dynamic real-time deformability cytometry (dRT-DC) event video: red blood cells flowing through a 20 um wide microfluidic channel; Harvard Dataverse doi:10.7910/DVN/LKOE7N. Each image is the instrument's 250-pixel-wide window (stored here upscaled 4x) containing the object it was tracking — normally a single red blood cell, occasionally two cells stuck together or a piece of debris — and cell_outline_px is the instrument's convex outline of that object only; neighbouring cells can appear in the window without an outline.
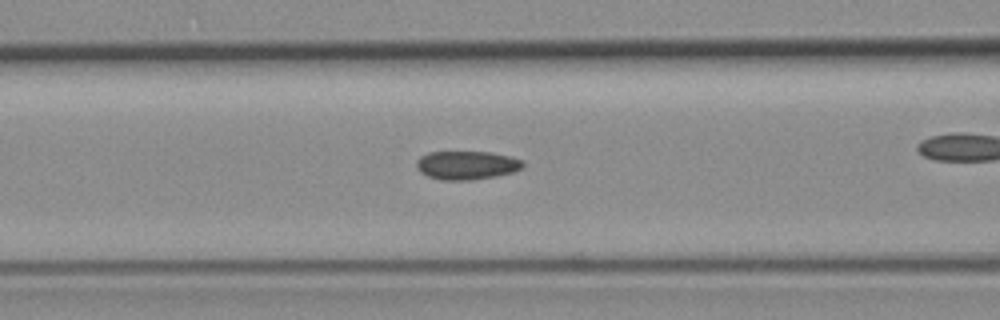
{"species": "common noctule bat (a hibernating species)", "species_latin": "Nyctalus noctula", "temperature_condition": "room temperature", "stored_images_in_passage": 17, "camera_frame_rate_fps": 3000, "um_per_image_px": 0.085, "animal": {"sex": "female", "body_mass_g": 19.3, "forearm_length_mm": 54.1}, "frame": {"image": 1, "passage_image": 12, "time_ms": 3.667, "image_size_px": [1000, 320], "cell_outline_px": [[524, 168], [512, 172], [496, 176], [472, 180], [440, 180], [428, 176], [420, 172], [416, 168], [416, 160], [420, 156], [428, 152], [492, 152], [524, 160]], "centroid_in_image_um": [39.66, 14.04], "position_along_channel_um": 126.9, "area_um2": 17.92}}
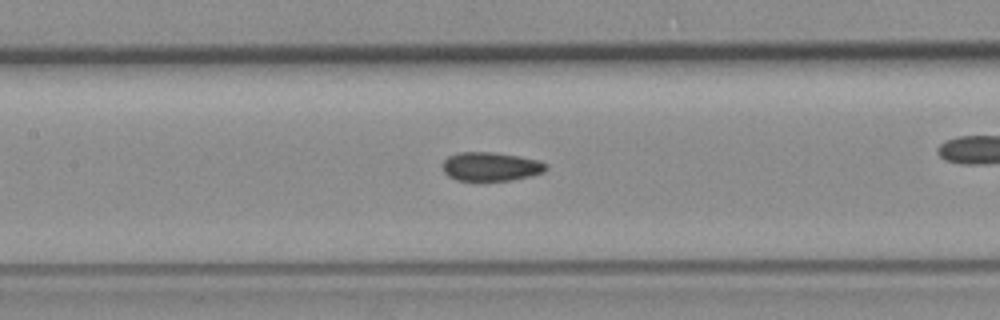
{"frame": {"image": 2, "passage_image": 15, "time_ms": 4.667, "image_size_px": [1000, 320], "cell_outline_px": [[548, 168], [544, 172], [532, 176], [512, 180], [456, 180], [448, 176], [444, 172], [444, 160], [448, 156], [460, 152], [492, 152], [520, 156], [540, 160], [548, 164]], "centroid_in_image_um": [41.77, 14.15], "position_along_channel_um": 165.6, "area_um2": 17.46}}